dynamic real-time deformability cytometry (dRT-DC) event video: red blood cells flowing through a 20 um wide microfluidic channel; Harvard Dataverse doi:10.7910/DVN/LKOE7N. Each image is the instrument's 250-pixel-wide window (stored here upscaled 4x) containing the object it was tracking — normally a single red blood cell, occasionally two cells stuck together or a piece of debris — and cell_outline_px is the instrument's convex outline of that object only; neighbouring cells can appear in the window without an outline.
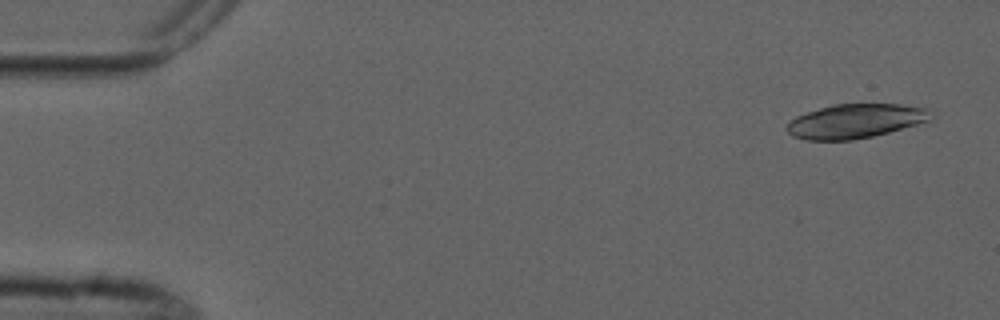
{"species": "common noctule bat (a hibernating species)", "species_latin": "Nyctalus noctula", "temperature_condition": "cold", "stored_images_in_passage": 6, "camera_frame_rate_fps": 3000, "um_per_image_px": 0.085, "animal": {"sex": "male", "forearm_length_mm": 52.5}, "frame": {"image": 1, "passage_image": 1, "time_ms": 0.0, "image_size_px": [1000, 320], "cell_outline_px": [[936, 116], [932, 120], [888, 132], [872, 136], [852, 140], [804, 140], [792, 136], [784, 128], [796, 116], [832, 104], [900, 104], [932, 108], [936, 112]], "centroid_in_image_um": [72.79, 10.28], "position_along_channel_um": 12.2, "area_um2": 29.07}}